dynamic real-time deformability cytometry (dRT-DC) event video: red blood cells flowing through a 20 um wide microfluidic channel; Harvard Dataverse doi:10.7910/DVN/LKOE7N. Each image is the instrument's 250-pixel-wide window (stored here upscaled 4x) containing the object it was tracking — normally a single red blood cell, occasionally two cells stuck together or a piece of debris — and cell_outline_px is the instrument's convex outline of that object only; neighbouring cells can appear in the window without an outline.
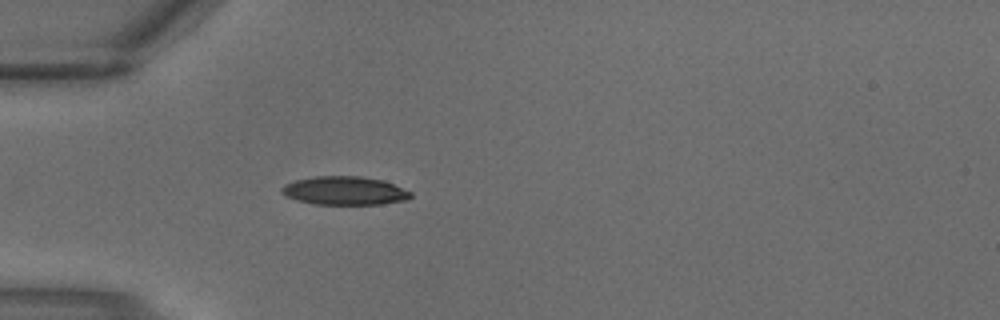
{"species": "common noctule bat (a hibernating species)", "species_latin": "Nyctalus noctula", "temperature_condition": "warm", "stored_images_in_passage": 1, "camera_frame_rate_fps": 3000, "um_per_image_px": 0.085, "animal": {"sex": "male", "body_mass_g": 18.8}, "frame": {"image": 1, "passage_image": 1, "time_ms": 0.0, "image_size_px": [1000, 320], "cell_outline_px": [[412, 196], [404, 200], [380, 204], [312, 204], [296, 200], [280, 192], [280, 188], [284, 184], [296, 180], [316, 176], [360, 176], [384, 180], [412, 192]], "centroid_in_image_um": [29.27, 16.2], "position_along_channel_um": 55.7, "area_um2": 21.39}}